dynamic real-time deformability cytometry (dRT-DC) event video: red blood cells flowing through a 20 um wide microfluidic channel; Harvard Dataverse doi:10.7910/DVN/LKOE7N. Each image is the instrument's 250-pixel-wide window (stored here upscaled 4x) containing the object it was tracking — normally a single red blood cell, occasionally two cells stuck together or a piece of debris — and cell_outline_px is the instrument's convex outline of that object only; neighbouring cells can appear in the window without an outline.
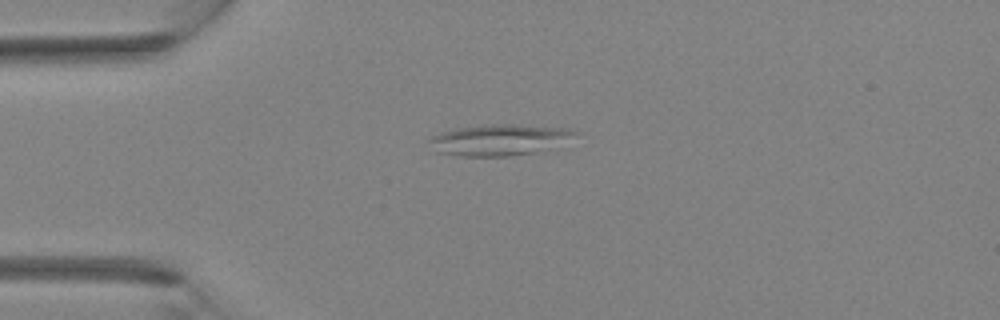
{"species": "Egyptian fruit bat (a non-hibernating species)", "species_latin": "Rousettus aegyptiacus", "temperature_condition": "room temperature", "stored_images_in_passage": 1, "camera_frame_rate_fps": 3000, "um_per_image_px": 0.085, "animal": {"sex": "female"}, "frame": {"image": 1, "passage_image": 1, "time_ms": 0.0, "image_size_px": [1000, 320], "cell_outline_px": [[580, 132], [560, 148], [508, 156], [460, 156], [436, 152], [428, 140], [432, 136], [440, 132], [456, 128], [488, 124], [512, 124], [572, 128]], "centroid_in_image_um": [42.55, 11.88], "position_along_channel_um": 42.4, "area_um2": 27.05}}